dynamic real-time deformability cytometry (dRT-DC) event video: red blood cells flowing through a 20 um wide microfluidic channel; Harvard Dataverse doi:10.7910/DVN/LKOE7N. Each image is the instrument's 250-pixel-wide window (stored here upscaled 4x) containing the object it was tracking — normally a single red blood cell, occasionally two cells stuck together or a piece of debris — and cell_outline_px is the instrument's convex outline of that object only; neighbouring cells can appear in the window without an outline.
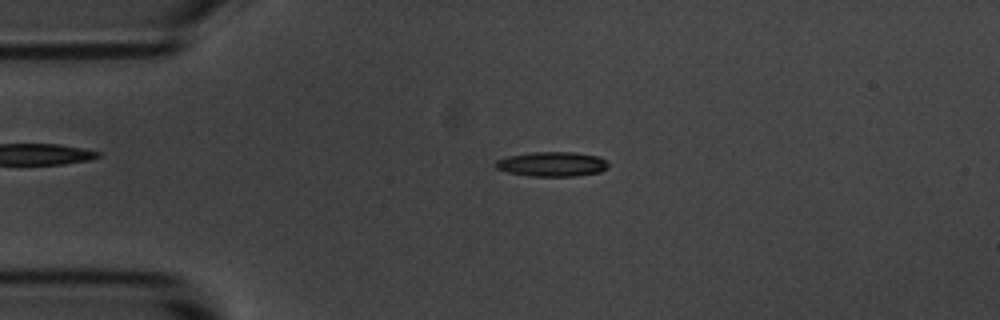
{"species": "common noctule bat (a hibernating species)", "species_latin": "Nyctalus noctula", "temperature_condition": "room temperature", "stored_images_in_passage": 55, "camera_frame_rate_fps": 3000, "um_per_image_px": 0.085, "animal": {"sex": "male", "body_mass_g": 20.1, "forearm_length_mm": 53.5}, "frame": {"image": 1, "passage_image": 12, "time_ms": 3.667, "image_size_px": [1000, 320], "cell_outline_px": [[608, 168], [600, 172], [576, 176], [532, 176], [508, 172], [496, 168], [492, 164], [496, 160], [508, 156], [532, 152], [572, 152], [600, 156], [608, 164]], "centroid_in_image_um": [46.91, 13.95], "position_along_channel_um": 38.1, "area_um2": 16.24}}
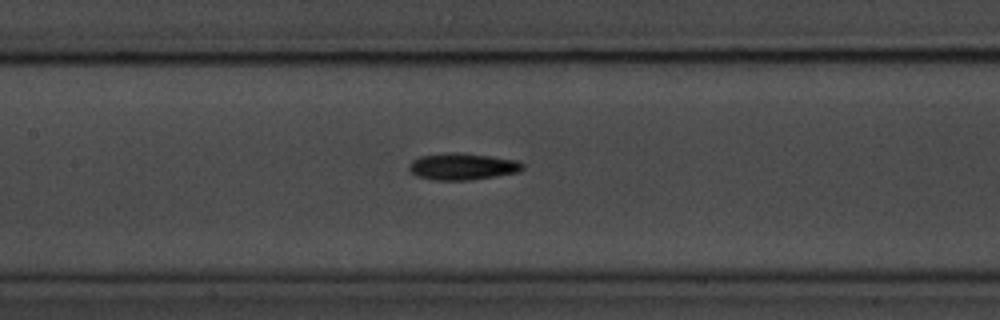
{"frame": {"image": 2, "passage_image": 25, "time_ms": 8.0, "image_size_px": [1000, 320], "cell_outline_px": [[524, 168], [520, 172], [472, 180], [436, 180], [416, 176], [408, 168], [408, 164], [412, 160], [420, 156], [452, 152], [488, 156], [516, 160], [524, 164]], "centroid_in_image_um": [39.31, 14.16], "position_along_channel_um": 168.1, "area_um2": 17.63}}
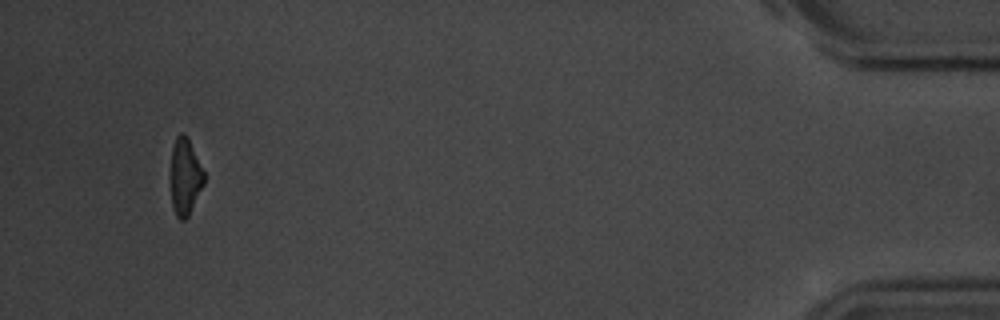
{"frame": {"image": 3, "passage_image": 52, "time_ms": 17.0, "image_size_px": [1000, 320], "cell_outline_px": [[204, 184], [188, 216], [184, 220], [180, 220], [176, 216], [172, 208], [172, 148], [176, 136], [180, 132], [184, 132], [188, 136], [204, 172]], "centroid_in_image_um": [15.75, 14.99], "position_along_channel_um": 419.5, "area_um2": 14.74}, "authors_computed_cell_mechanics": {"area_um2": 16.2996, "velocity_mm_per_s": 3.6407, "shape_relaxation_time_tau1_ms": 3.4439, "shape_relaxation_time_tau2_ms": 10.3982, "deformation_change_tau1": 0.1191, "deformation_change_tau2": 0.207}}